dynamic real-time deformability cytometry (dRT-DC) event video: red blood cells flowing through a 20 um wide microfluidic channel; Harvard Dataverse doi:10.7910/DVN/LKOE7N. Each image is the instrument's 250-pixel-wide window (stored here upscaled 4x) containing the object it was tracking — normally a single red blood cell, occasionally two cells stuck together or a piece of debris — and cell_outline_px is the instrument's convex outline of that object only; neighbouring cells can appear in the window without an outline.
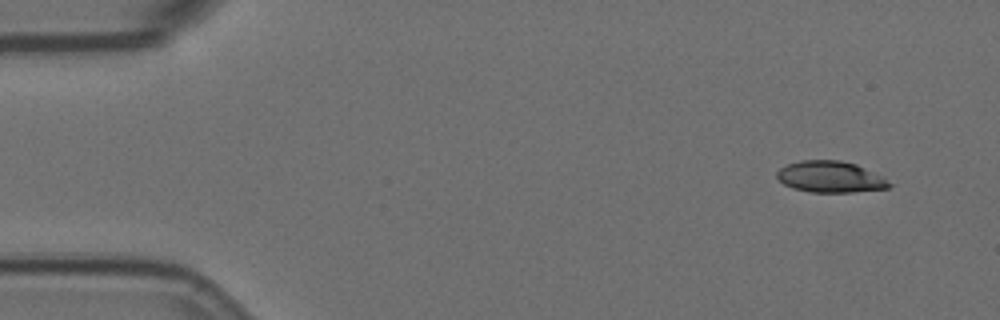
{"species": "Egyptian fruit bat (a non-hibernating species)", "species_latin": "Rousettus aegyptiacus", "temperature_condition": "room temperature", "stored_images_in_passage": 6, "camera_frame_rate_fps": 3000, "um_per_image_px": 0.085, "animal": {"sex": "female"}, "frame": {"image": 1, "passage_image": 1, "time_ms": 0.0, "image_size_px": [1000, 320], "cell_outline_px": [[892, 184], [888, 188], [852, 192], [812, 192], [792, 188], [784, 184], [776, 176], [776, 172], [780, 168], [788, 164], [800, 160], [840, 160], [856, 164], [880, 176]], "centroid_in_image_um": [70.54, 15.03], "position_along_channel_um": 14.5, "area_um2": 20.29}}
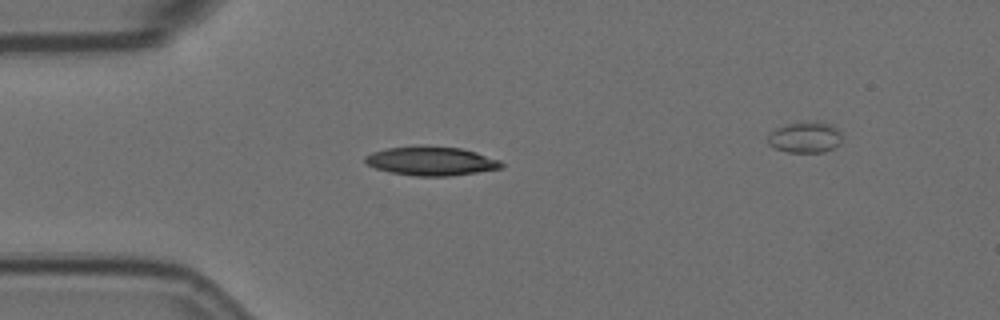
{"frame": {"image": 2, "passage_image": 4, "time_ms": 1.0, "image_size_px": [1000, 320], "cell_outline_px": [[504, 168], [448, 176], [416, 176], [388, 172], [376, 168], [368, 164], [364, 160], [364, 156], [372, 152], [384, 148], [420, 144], [424, 144], [460, 148], [476, 152], [500, 160], [504, 164]], "centroid_in_image_um": [36.63, 13.66], "position_along_channel_um": 48.4, "area_um2": 23.41}}
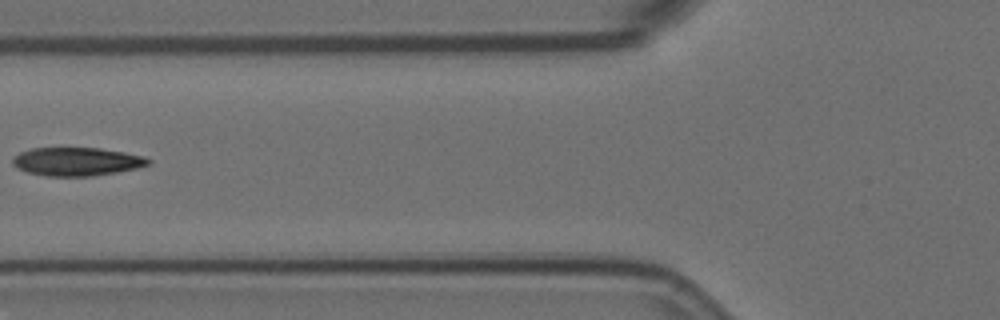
{"frame": {"image": 3, "passage_image": 6, "time_ms": 1.667, "image_size_px": [1000, 320], "cell_outline_px": [[152, 160], [148, 164], [136, 168], [116, 172], [92, 176], [44, 176], [28, 172], [16, 168], [12, 164], [12, 156], [20, 152], [32, 148], [100, 148], [124, 152], [144, 156]], "centroid_in_image_um": [6.48, 13.73], "position_along_channel_um": 119.3, "area_um2": 22.48}}